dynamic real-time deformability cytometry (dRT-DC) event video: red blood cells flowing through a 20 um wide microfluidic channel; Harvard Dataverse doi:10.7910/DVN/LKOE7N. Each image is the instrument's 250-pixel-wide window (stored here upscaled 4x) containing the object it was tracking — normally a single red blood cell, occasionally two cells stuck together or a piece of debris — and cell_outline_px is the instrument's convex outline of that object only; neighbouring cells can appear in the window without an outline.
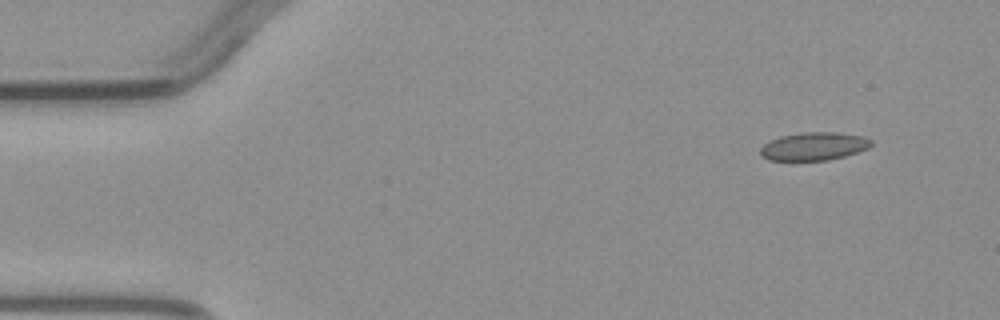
{"species": "common noctule bat (a hibernating species)", "species_latin": "Nyctalus noctula", "temperature_condition": "warm", "stored_images_in_passage": 5, "camera_frame_rate_fps": 3000, "um_per_image_px": 0.085, "animal": {"sex": "male", "body_mass_g": 23.1, "forearm_length_mm": 52.7}, "frame": {"image": 1, "passage_image": 1, "time_ms": 0.0, "image_size_px": [1000, 320], "cell_outline_px": [[872, 144], [868, 148], [844, 156], [828, 160], [768, 160], [760, 156], [760, 148], [764, 144], [780, 136], [800, 132], [840, 132], [864, 136], [872, 140]], "centroid_in_image_um": [69.18, 12.42], "position_along_channel_um": 15.8, "area_um2": 18.21}}
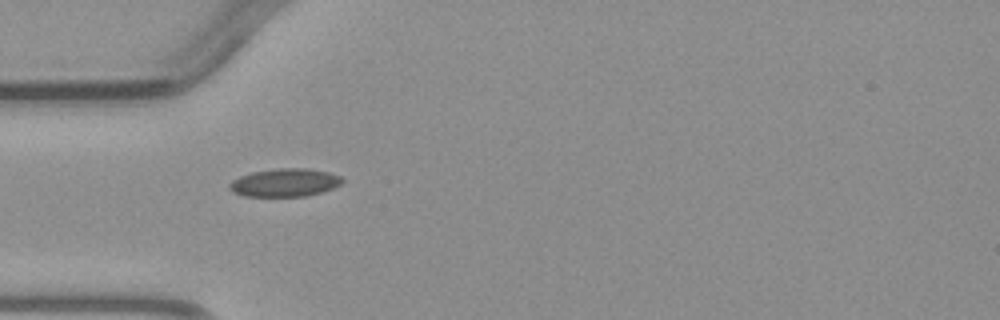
{"frame": {"image": 2, "passage_image": 4, "time_ms": 3.333, "image_size_px": [1000, 320], "cell_outline_px": [[344, 180], [340, 184], [324, 192], [304, 196], [244, 196], [232, 192], [228, 188], [228, 184], [232, 180], [240, 176], [252, 172], [280, 168], [304, 168], [328, 172], [340, 176]], "centroid_in_image_um": [24.18, 15.52], "position_along_channel_um": 60.8, "area_um2": 18.44}}